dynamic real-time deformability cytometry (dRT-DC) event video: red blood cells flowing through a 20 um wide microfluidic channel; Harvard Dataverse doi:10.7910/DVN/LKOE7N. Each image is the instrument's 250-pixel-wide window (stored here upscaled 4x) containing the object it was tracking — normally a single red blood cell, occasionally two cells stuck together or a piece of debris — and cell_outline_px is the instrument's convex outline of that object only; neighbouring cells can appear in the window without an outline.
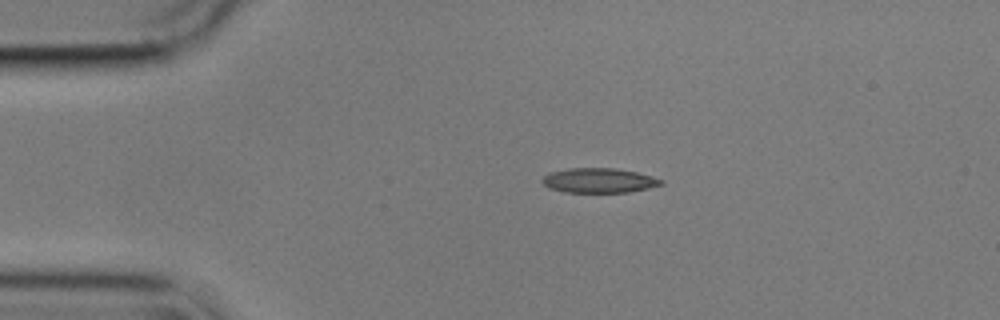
{"species": "common noctule bat (a hibernating species)", "species_latin": "Nyctalus noctula", "temperature_condition": "cold", "stored_images_in_passage": 45, "camera_frame_rate_fps": 3000, "um_per_image_px": 0.085, "animal": {"sex": "male", "body_mass_g": 17.9}, "frame": {"image": 1, "passage_image": 1, "time_ms": 0.0, "image_size_px": [1000, 320], "cell_outline_px": [[664, 184], [648, 188], [628, 192], [564, 192], [548, 188], [540, 180], [548, 172], [568, 168], [616, 168], [636, 172], [652, 176], [664, 180]], "centroid_in_image_um": [50.89, 15.33], "position_along_channel_um": 34.1, "area_um2": 17.22}}
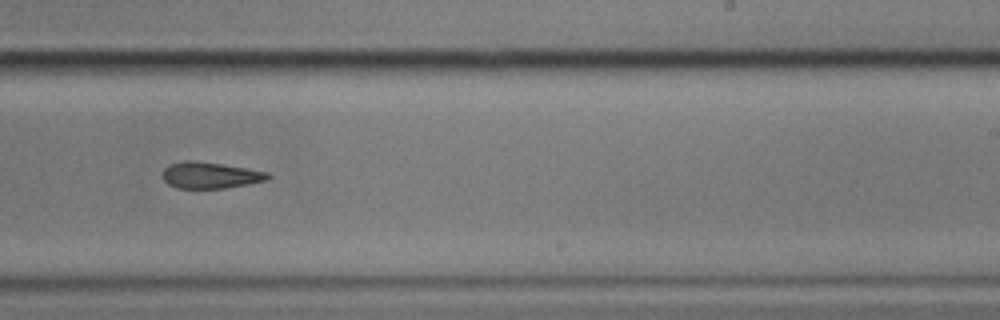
{"frame": {"image": 2, "passage_image": 24, "time_ms": 7.667, "image_size_px": [1000, 320], "cell_outline_px": [[272, 176], [268, 180], [248, 184], [224, 188], [176, 188], [168, 184], [164, 180], [164, 168], [168, 164], [184, 160], [196, 160], [224, 164], [248, 168], [268, 172]], "centroid_in_image_um": [17.89, 14.88], "position_along_channel_um": 271.1, "area_um2": 16.36}}
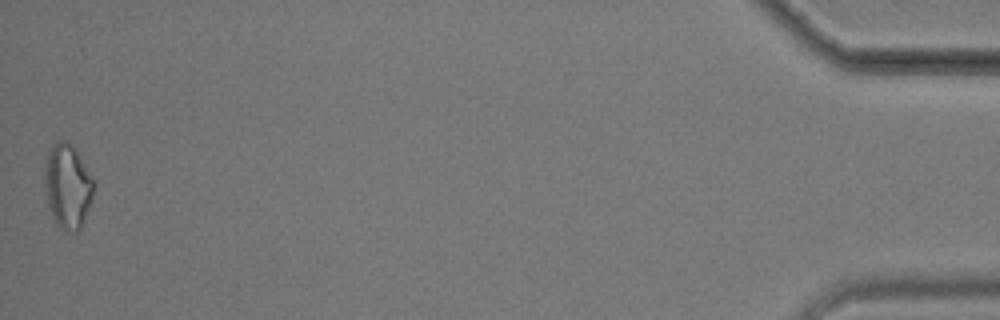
{"frame": {"image": 3, "passage_image": 45, "time_ms": 14.667, "image_size_px": [1000, 320], "cell_outline_px": [[92, 196], [80, 228], [76, 232], [64, 232], [56, 224], [52, 216], [48, 204], [44, 188], [44, 168], [48, 148], [56, 140], [68, 140], [76, 152], [92, 180]], "centroid_in_image_um": [5.67, 15.82], "position_along_channel_um": 429.5, "area_um2": 23.76}, "authors_computed_cell_mechanics": {"area_um2": 17.5712, "velocity_mm_per_s": 3.5839, "shape_relaxation_time_tau1_ms": 4.8376, "shape_relaxation_time_tau2_ms": 9.4591, "deformation_change_tau1": 0.1136, "deformation_change_tau2": 0.2059}}